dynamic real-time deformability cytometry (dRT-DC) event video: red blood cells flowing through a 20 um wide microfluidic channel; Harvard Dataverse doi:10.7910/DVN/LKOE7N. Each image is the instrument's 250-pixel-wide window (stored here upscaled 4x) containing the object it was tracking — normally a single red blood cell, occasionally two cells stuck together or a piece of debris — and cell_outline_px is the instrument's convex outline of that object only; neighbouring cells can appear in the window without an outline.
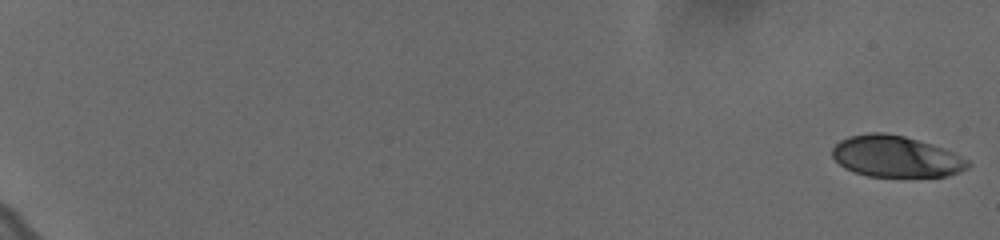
{"species": "human", "species_latin": "Homo sapiens", "temperature_condition": "cold", "stored_images_in_passage": 20, "segment_of_instrument_passage": [1, 2], "camera_frame_rate_fps": 3000, "um_per_image_px": 0.085, "donor": {"sex": "female"}, "frame": {"image": 1, "passage_image": 1, "time_ms": 0.0, "image_size_px": [1000, 240], "cell_outline_px": [[972, 164], [968, 168], [960, 172], [948, 176], [868, 176], [852, 172], [844, 168], [832, 156], [832, 148], [840, 140], [848, 136], [868, 132], [884, 132], [904, 136], [932, 144], [944, 148], [968, 160]], "centroid_in_image_um": [76.14, 13.3], "position_along_channel_um": 8.9, "area_um2": 32.77}}
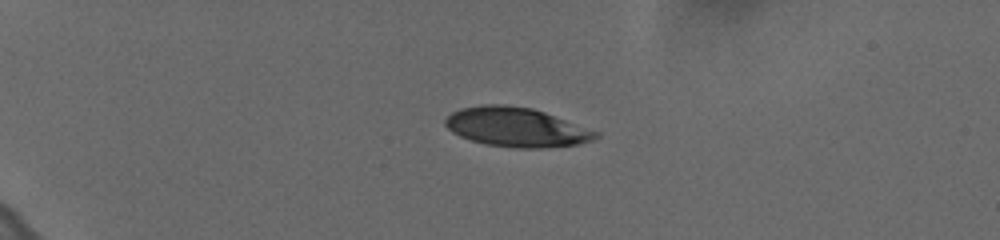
{"frame": {"image": 2, "passage_image": 17, "time_ms": 5.333, "image_size_px": [1000, 240], "cell_outline_px": [[600, 136], [592, 140], [576, 144], [540, 148], [516, 148], [488, 144], [472, 140], [460, 136], [452, 132], [444, 124], [444, 120], [452, 112], [460, 108], [484, 104], [504, 104], [532, 108], [544, 112], [600, 132]], "centroid_in_image_um": [43.88, 10.8], "position_along_channel_um": 41.1, "area_um2": 34.28}}